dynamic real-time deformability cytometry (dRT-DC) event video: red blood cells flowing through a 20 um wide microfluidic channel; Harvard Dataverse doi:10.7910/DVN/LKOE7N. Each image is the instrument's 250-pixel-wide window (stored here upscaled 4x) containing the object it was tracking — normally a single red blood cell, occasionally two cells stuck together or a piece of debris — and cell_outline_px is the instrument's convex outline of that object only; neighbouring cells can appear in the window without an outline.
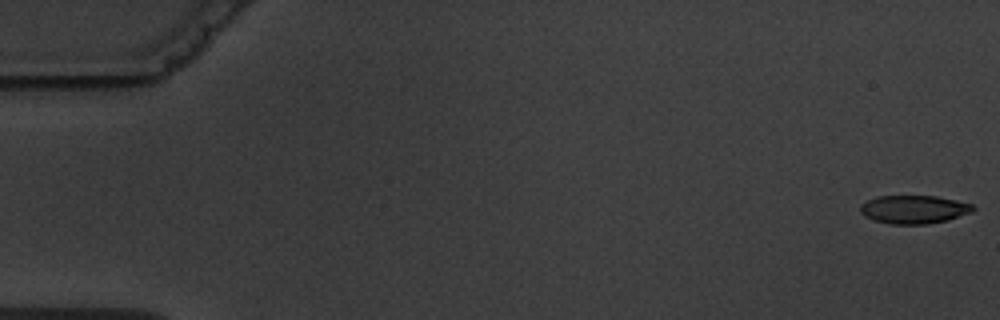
{"species": "common noctule bat (a hibernating species)", "species_latin": "Nyctalus noctula", "temperature_condition": "warm", "stored_images_in_passage": 10, "camera_frame_rate_fps": 3000, "um_per_image_px": 0.085, "animal": {"sex": "male", "body_mass_g": 19.5, "forearm_length_mm": 54.6}, "frame": {"image": 1, "passage_image": 1, "time_ms": 0.0, "image_size_px": [1000, 320], "cell_outline_px": [[976, 208], [972, 212], [948, 220], [928, 224], [888, 224], [864, 216], [860, 212], [860, 204], [876, 196], [936, 196], [956, 200], [972, 204]], "centroid_in_image_um": [77.68, 17.8], "position_along_channel_um": 7.3, "area_um2": 18.67}}
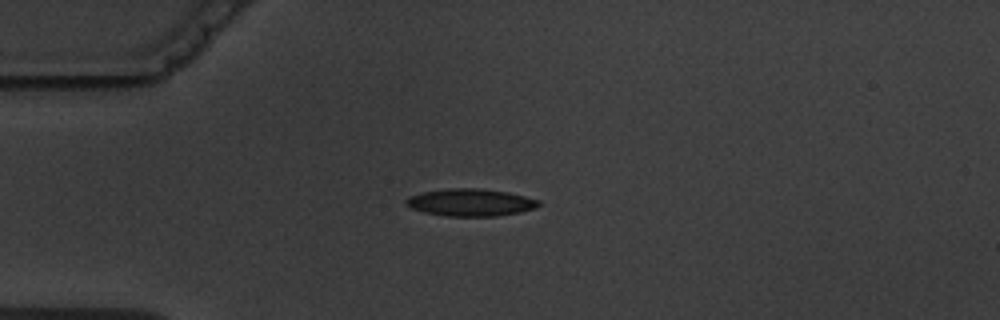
{"frame": {"image": 2, "passage_image": 5, "time_ms": 4.667, "image_size_px": [1000, 320], "cell_outline_px": [[540, 204], [536, 208], [520, 212], [496, 216], [448, 216], [424, 212], [408, 208], [404, 204], [404, 200], [408, 196], [424, 192], [448, 188], [480, 188], [508, 192], [540, 200]], "centroid_in_image_um": [39.96, 17.2], "position_along_channel_um": 45.0, "area_um2": 21.27}}
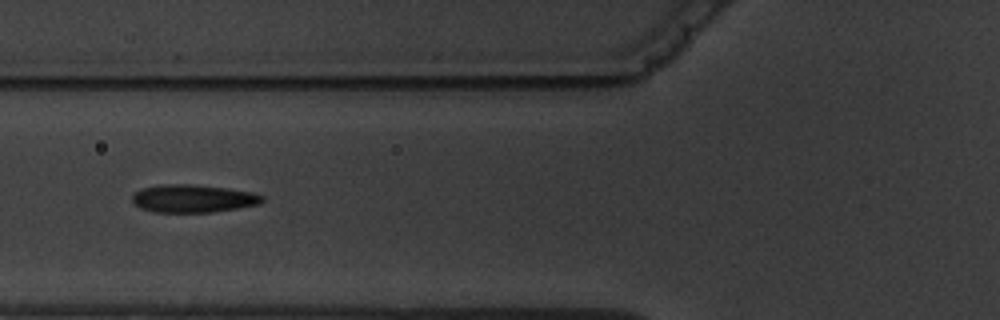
{"frame": {"image": 3, "passage_image": 7, "time_ms": 7.0, "image_size_px": [1000, 320], "cell_outline_px": [[264, 200], [260, 204], [212, 212], [156, 212], [140, 208], [132, 204], [132, 196], [140, 188], [156, 184], [192, 184], [228, 188], [252, 192], [264, 196]], "centroid_in_image_um": [16.37, 16.86], "position_along_channel_um": 109.4, "area_um2": 21.33}}